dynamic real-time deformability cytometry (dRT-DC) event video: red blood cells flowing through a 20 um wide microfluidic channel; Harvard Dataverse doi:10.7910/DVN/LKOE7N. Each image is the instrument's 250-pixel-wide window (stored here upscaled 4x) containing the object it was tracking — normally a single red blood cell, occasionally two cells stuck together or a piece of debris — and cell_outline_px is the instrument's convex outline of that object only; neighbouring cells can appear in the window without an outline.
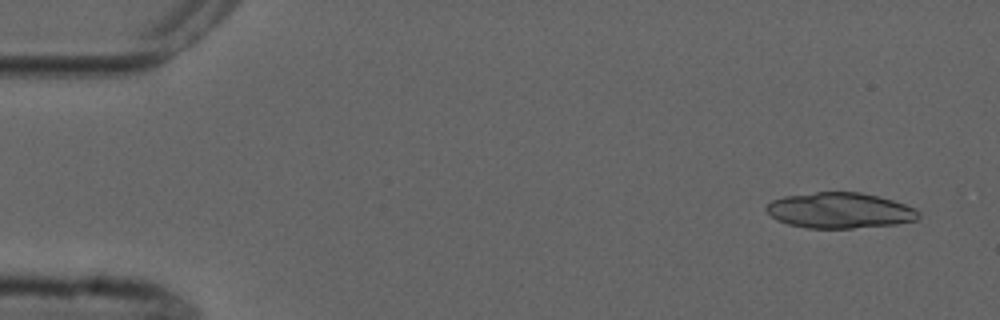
{"species": "common noctule bat (a hibernating species)", "species_latin": "Nyctalus noctula", "temperature_condition": "cold", "stored_images_in_passage": 8, "camera_frame_rate_fps": 3000, "um_per_image_px": 0.085, "animal": {"sex": "male", "forearm_length_mm": 52.5}, "frame": {"image": 1, "passage_image": 1, "time_ms": 0.0, "image_size_px": [1000, 320], "cell_outline_px": [[920, 216], [916, 220], [896, 224], [852, 228], [808, 228], [788, 224], [776, 220], [764, 208], [772, 200], [784, 196], [816, 192], [860, 192], [892, 200], [916, 208], [920, 212]], "centroid_in_image_um": [71.38, 17.89], "position_along_channel_um": 13.6, "area_um2": 31.56}}
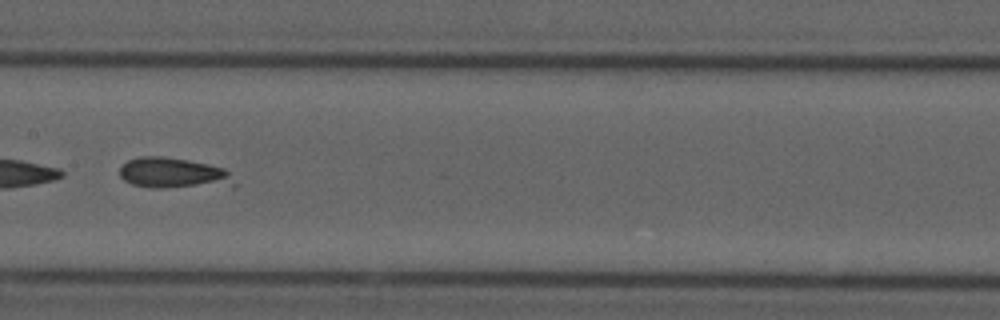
{"frame": {"image": 2, "passage_image": 7, "time_ms": 8.0, "image_size_px": [1000, 320], "cell_outline_px": [[236, 188], [148, 188], [132, 184], [124, 180], [120, 176], [120, 168], [128, 160], [140, 156], [164, 156], [188, 160], [208, 164], [224, 168], [228, 172], [236, 184]], "centroid_in_image_um": [14.83, 14.76], "position_along_channel_um": 192.6, "area_um2": 21.27}}